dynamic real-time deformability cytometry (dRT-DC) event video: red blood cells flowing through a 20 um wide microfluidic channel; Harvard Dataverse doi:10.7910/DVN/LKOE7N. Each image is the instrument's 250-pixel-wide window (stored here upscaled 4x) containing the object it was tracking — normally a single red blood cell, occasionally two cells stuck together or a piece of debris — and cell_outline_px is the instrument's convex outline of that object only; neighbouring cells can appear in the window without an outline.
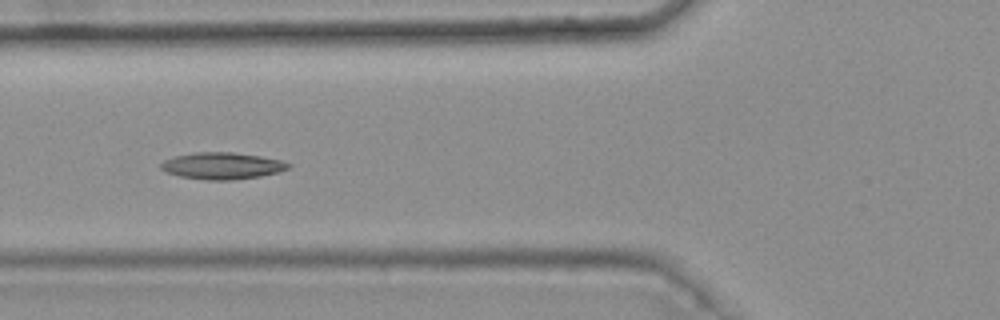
{"species": "common noctule bat (a hibernating species)", "species_latin": "Nyctalus noctula", "temperature_condition": "warm", "stored_images_in_passage": 7, "camera_frame_rate_fps": 3000, "um_per_image_px": 0.085, "animal": {"sex": "female", "body_mass_g": 25.1}, "frame": {"image": 1, "passage_image": 5, "time_ms": 1.333, "image_size_px": [1000, 320], "cell_outline_px": [[292, 164], [288, 168], [280, 172], [260, 176], [232, 180], [208, 180], [180, 176], [168, 172], [160, 168], [160, 164], [164, 160], [176, 156], [192, 152], [232, 152], [260, 156], [284, 160]], "centroid_in_image_um": [18.92, 14.09], "position_along_channel_um": 106.9, "area_um2": 19.88}}
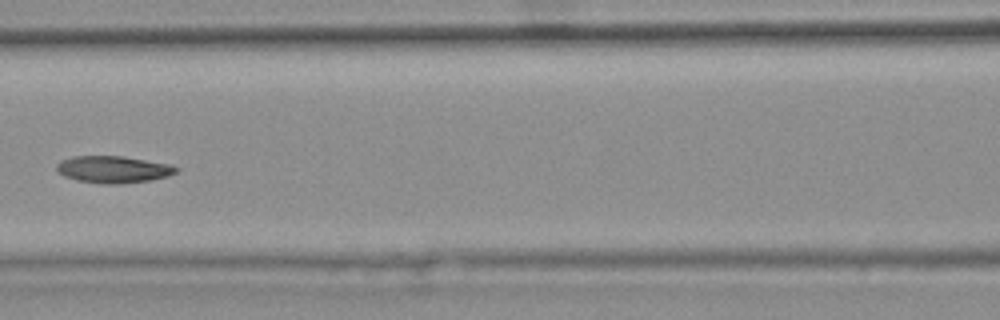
{"frame": {"image": 2, "passage_image": 6, "time_ms": 1.667, "image_size_px": [1000, 320], "cell_outline_px": [[180, 168], [176, 172], [168, 176], [152, 180], [120, 184], [100, 184], [76, 180], [64, 176], [56, 168], [56, 164], [60, 160], [72, 156], [124, 156], [168, 164]], "centroid_in_image_um": [9.61, 14.4], "position_along_channel_um": 157.0, "area_um2": 18.9}}